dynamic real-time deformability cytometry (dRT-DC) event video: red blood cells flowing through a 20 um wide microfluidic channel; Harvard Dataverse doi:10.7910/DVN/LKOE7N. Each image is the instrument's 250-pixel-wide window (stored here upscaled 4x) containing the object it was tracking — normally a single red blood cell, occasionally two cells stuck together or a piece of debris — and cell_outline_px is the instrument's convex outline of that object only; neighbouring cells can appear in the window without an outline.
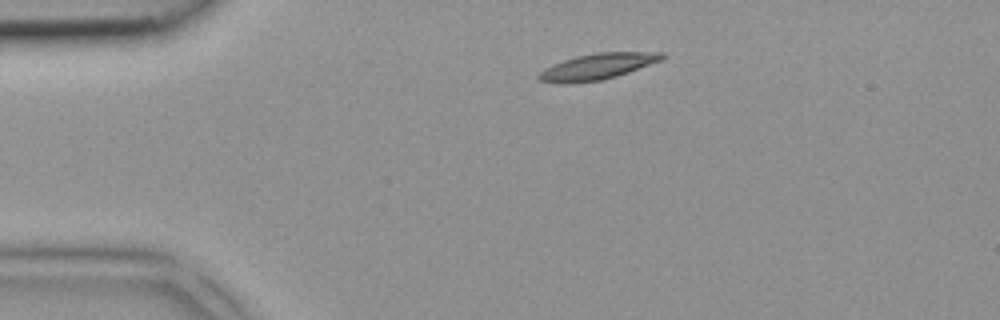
{"species": "common noctule bat (a hibernating species)", "species_latin": "Nyctalus noctula", "temperature_condition": "room temperature", "stored_images_in_passage": 2, "camera_frame_rate_fps": 3000, "um_per_image_px": 0.085, "animal": {"sex": "female", "body_mass_g": 18.4}, "frame": {"image": 1, "passage_image": 1, "time_ms": 0.0, "image_size_px": [1000, 320], "cell_outline_px": [[668, 56], [660, 60], [628, 72], [616, 76], [600, 80], [568, 84], [560, 84], [540, 80], [536, 76], [544, 68], [552, 64], [576, 56], [596, 52], [664, 52]], "centroid_in_image_um": [50.75, 5.65], "position_along_channel_um": 34.2, "area_um2": 18.67}}